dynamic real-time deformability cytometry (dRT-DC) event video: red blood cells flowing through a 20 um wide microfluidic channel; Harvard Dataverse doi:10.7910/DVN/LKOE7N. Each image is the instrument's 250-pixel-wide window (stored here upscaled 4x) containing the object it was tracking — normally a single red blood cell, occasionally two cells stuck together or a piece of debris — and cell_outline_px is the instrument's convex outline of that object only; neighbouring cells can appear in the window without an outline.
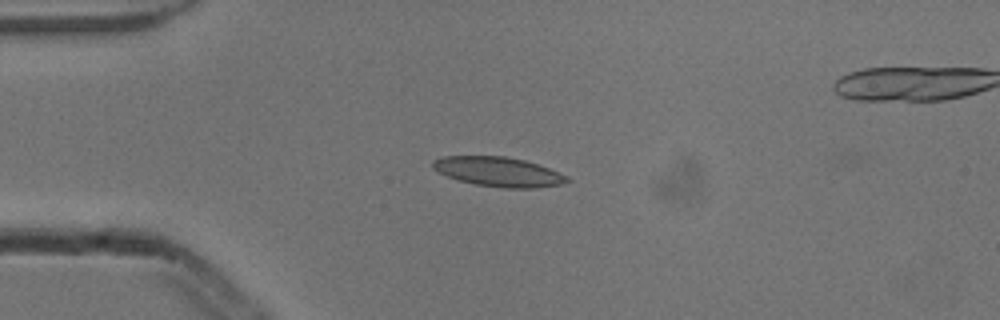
{"species": "common noctule bat (a hibernating species)", "species_latin": "Nyctalus noctula", "temperature_condition": "cold", "stored_images_in_passage": 7, "camera_frame_rate_fps": 3000, "um_per_image_px": 0.085, "animal": {"sex": "male", "body_mass_g": 13.3}, "frame": {"image": 1, "passage_image": 3, "time_ms": 0.667, "image_size_px": [1000, 320], "cell_outline_px": [[572, 180], [560, 184], [532, 188], [504, 188], [476, 184], [460, 180], [448, 176], [432, 168], [432, 160], [444, 156], [504, 156], [524, 160], [548, 168], [568, 176]], "centroid_in_image_um": [42.36, 14.59], "position_along_channel_um": 42.6, "area_um2": 22.83}}
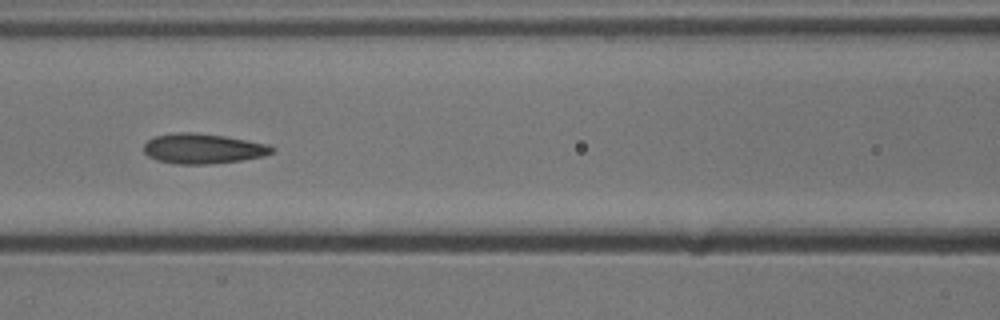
{"frame": {"image": 2, "passage_image": 6, "time_ms": 1.667, "image_size_px": [1000, 320], "cell_outline_px": [[276, 148], [272, 152], [264, 156], [240, 160], [212, 164], [176, 164], [156, 160], [148, 156], [144, 152], [144, 144], [148, 140], [156, 136], [172, 132], [192, 132], [224, 136], [268, 144]], "centroid_in_image_um": [17.23, 12.63], "position_along_channel_um": 149.4, "area_um2": 22.48}}
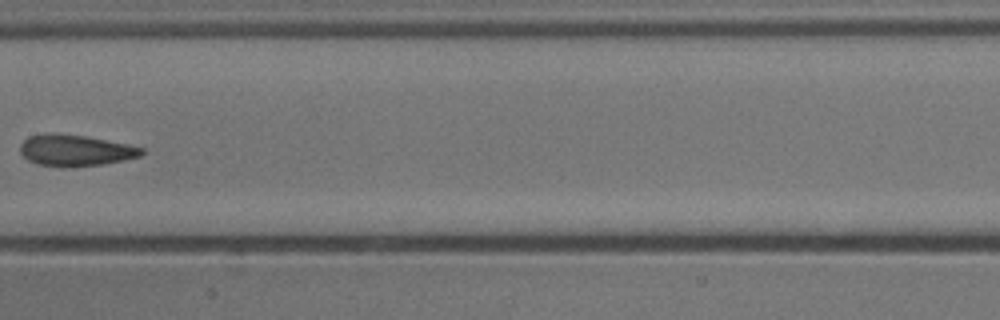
{"frame": {"image": 3, "passage_image": 7, "time_ms": 2.0, "image_size_px": [1000, 320], "cell_outline_px": [[144, 152], [140, 156], [124, 160], [104, 164], [68, 168], [64, 168], [36, 164], [28, 160], [20, 152], [20, 144], [28, 136], [84, 136], [144, 148]], "centroid_in_image_um": [6.42, 12.85], "position_along_channel_um": 201.0, "area_um2": 21.44}}